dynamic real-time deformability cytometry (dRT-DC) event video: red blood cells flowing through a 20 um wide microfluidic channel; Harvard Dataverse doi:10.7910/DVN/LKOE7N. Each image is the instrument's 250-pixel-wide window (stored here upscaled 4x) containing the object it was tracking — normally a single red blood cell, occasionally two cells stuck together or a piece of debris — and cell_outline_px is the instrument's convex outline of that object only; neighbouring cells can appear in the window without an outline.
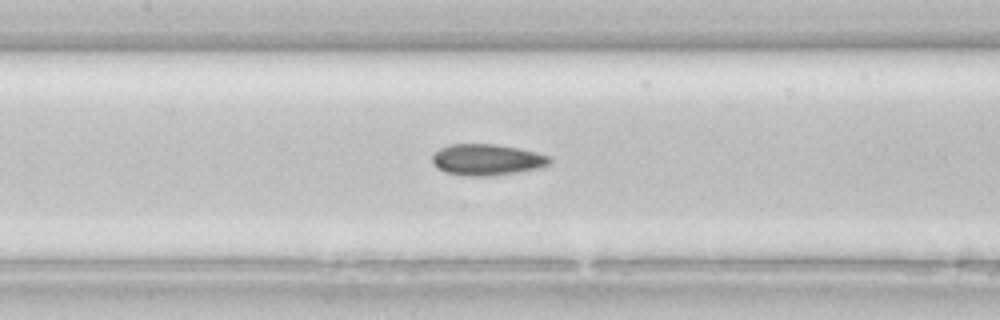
{"species": "common noctule bat (a hibernating species)", "species_latin": "Nyctalus noctula", "temperature_condition": "room temperature", "stored_images_in_passage": 38, "camera_frame_rate_fps": 3000, "um_per_image_px": 0.085, "animal": {"sex": "female", "body_mass_g": 22.7, "forearm_length_mm": 54.2}, "frame": {"image": 1, "passage_image": 13, "time_ms": 4.0, "image_size_px": [1000, 320], "cell_outline_px": [[552, 160], [548, 164], [540, 168], [516, 172], [488, 176], [464, 176], [444, 172], [436, 168], [432, 160], [432, 152], [448, 144], [496, 144], [536, 152], [552, 156]], "centroid_in_image_um": [41.35, 13.57], "position_along_channel_um": 166.0, "area_um2": 21.56}}
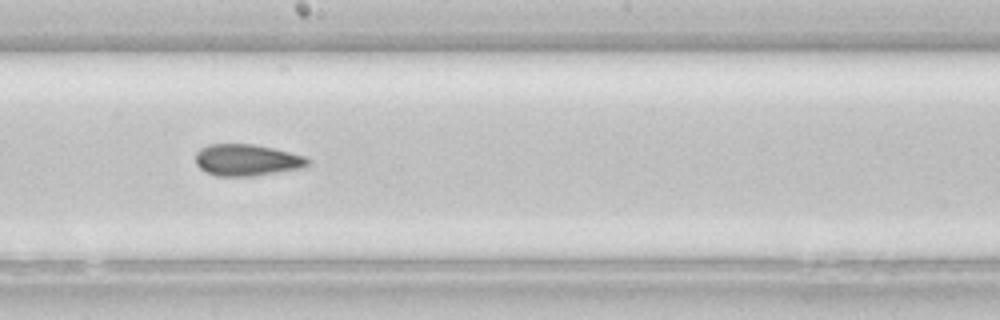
{"frame": {"image": 2, "passage_image": 17, "time_ms": 5.333, "image_size_px": [1000, 320], "cell_outline_px": [[312, 160], [304, 168], [252, 176], [216, 176], [204, 172], [196, 164], [196, 152], [200, 148], [208, 144], [252, 144], [272, 148], [304, 156]], "centroid_in_image_um": [20.96, 13.61], "position_along_channel_um": 227.2, "area_um2": 20.75}}
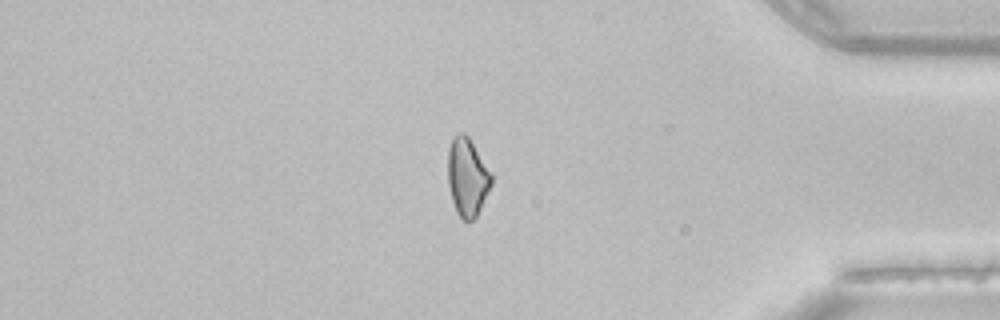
{"frame": {"image": 3, "passage_image": 30, "time_ms": 9.667, "image_size_px": [1000, 320], "cell_outline_px": [[492, 184], [476, 216], [468, 224], [456, 212], [452, 200], [448, 184], [448, 148], [452, 136], [460, 132], [464, 132], [468, 136], [492, 172]], "centroid_in_image_um": [39.72, 15.03], "position_along_channel_um": 395.5, "area_um2": 20.0}}